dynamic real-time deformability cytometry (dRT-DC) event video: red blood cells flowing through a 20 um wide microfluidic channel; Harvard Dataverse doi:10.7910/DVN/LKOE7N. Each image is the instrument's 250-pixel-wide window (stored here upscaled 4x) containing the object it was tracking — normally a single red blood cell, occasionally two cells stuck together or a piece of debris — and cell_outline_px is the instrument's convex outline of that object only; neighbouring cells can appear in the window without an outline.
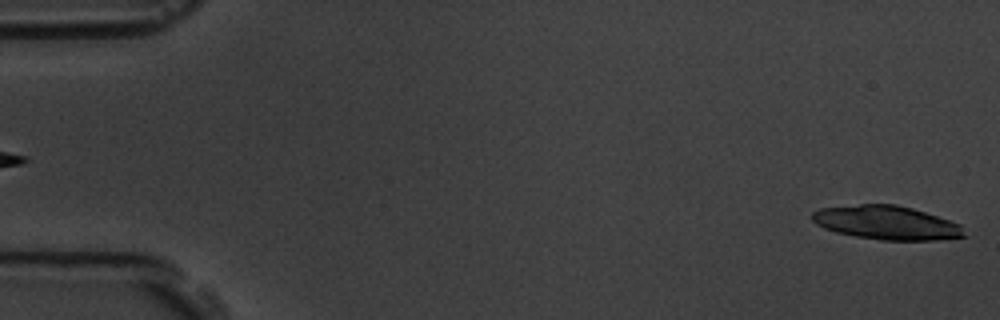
{"species": "common noctule bat (a hibernating species)", "species_latin": "Nyctalus noctula", "temperature_condition": "room temperature", "stored_images_in_passage": 5, "segment_of_instrument_passage": [2, 2], "camera_frame_rate_fps": 3000, "um_per_image_px": 0.085, "animal": {"sex": "male", "body_mass_g": 19.5, "forearm_length_mm": 54.6}, "frame": {"image": 1, "passage_image": 5, "time_ms": 4.667, "image_size_px": [1000, 320], "cell_outline_px": [[968, 236], [936, 240], [880, 240], [856, 236], [836, 232], [824, 228], [816, 224], [812, 220], [812, 212], [820, 208], [860, 204], [896, 204], [912, 208], [960, 224]], "centroid_in_image_um": [75.35, 18.93], "position_along_channel_um": 9.6, "area_um2": 29.88}}